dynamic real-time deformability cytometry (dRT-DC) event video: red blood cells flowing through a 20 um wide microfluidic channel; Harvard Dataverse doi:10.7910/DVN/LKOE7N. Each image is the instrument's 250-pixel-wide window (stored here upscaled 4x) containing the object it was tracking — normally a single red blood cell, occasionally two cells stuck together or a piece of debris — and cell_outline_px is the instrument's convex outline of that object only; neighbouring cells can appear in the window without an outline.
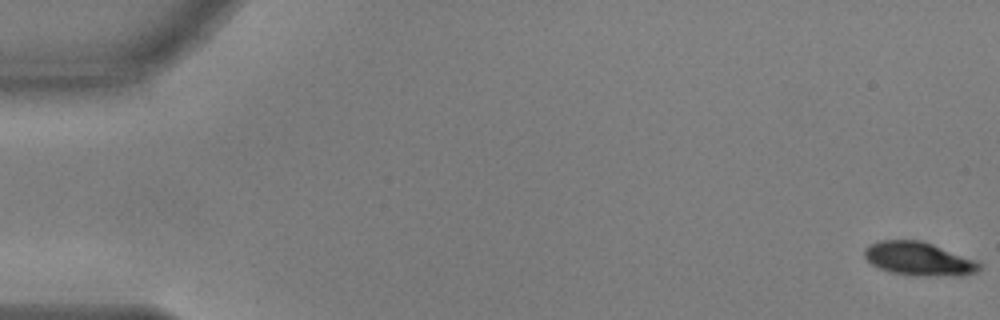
{"species": "common noctule bat (a hibernating species)", "species_latin": "Nyctalus noctula", "temperature_condition": "warm", "stored_images_in_passage": 52, "camera_frame_rate_fps": 3000, "um_per_image_px": 0.085, "animal": {"sex": "male", "body_mass_g": 17.9, "forearm_length_mm": 54.2}, "frame": {"image": 1, "passage_image": 1, "time_ms": 0.0, "image_size_px": [1000, 320], "cell_outline_px": [[980, 268], [976, 272], [960, 276], [916, 276], [892, 272], [880, 268], [872, 264], [864, 256], [864, 248], [880, 240], [920, 240], [932, 244], [976, 260], [980, 264]], "centroid_in_image_um": [78.1, 22.01], "position_along_channel_um": 6.9, "area_um2": 22.31}}
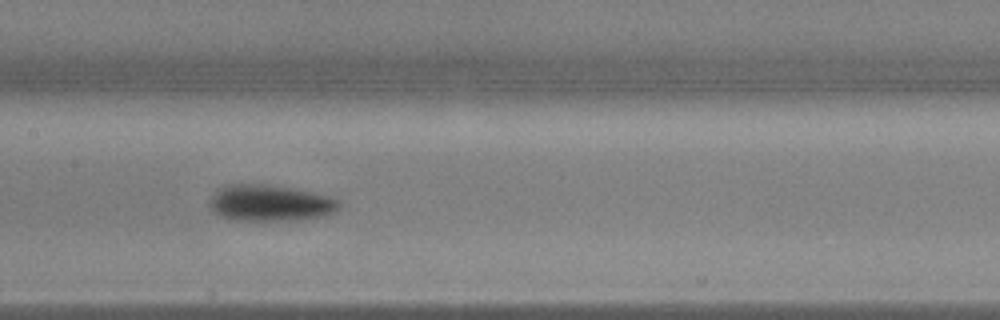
{"frame": {"image": 2, "passage_image": 28, "time_ms": 9.0, "image_size_px": [1000, 320], "cell_outline_px": [[340, 208], [336, 212], [324, 216], [296, 220], [228, 220], [220, 216], [208, 204], [208, 200], [220, 188], [228, 184], [268, 184], [312, 192], [332, 196], [340, 200]], "centroid_in_image_um": [22.99, 17.26], "position_along_channel_um": 184.4, "area_um2": 27.63}}
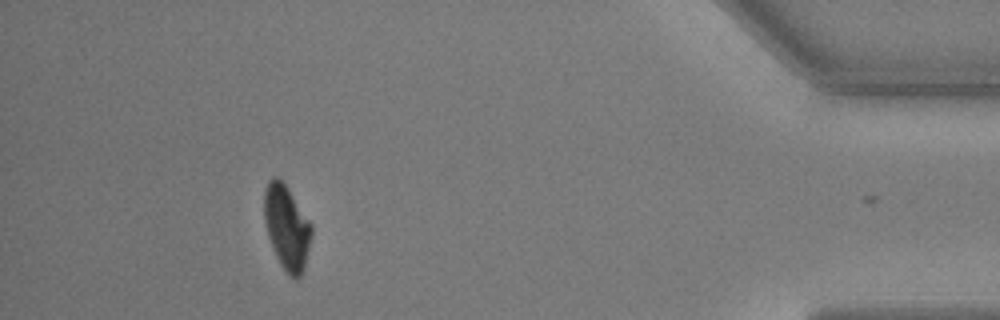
{"frame": {"image": 3, "passage_image": 51, "time_ms": 16.667, "image_size_px": [1000, 320], "cell_outline_px": [[312, 232], [304, 268], [300, 276], [296, 280], [288, 276], [280, 264], [272, 248], [268, 236], [264, 220], [264, 188], [268, 180], [272, 176], [276, 176], [288, 188], [312, 224]], "centroid_in_image_um": [24.36, 19.32], "position_along_channel_um": 410.8, "area_um2": 23.35}, "authors_computed_cell_mechanics": {"area_um2": 24.9118, "velocity_mm_per_s": 3.6639, "shape_relaxation_time_tau1_ms": 2.5721, "shape_relaxation_time_tau2_ms": 3.8658, "deformation_change_tau1": 0.1484, "deformation_change_tau2": 0.0696}}